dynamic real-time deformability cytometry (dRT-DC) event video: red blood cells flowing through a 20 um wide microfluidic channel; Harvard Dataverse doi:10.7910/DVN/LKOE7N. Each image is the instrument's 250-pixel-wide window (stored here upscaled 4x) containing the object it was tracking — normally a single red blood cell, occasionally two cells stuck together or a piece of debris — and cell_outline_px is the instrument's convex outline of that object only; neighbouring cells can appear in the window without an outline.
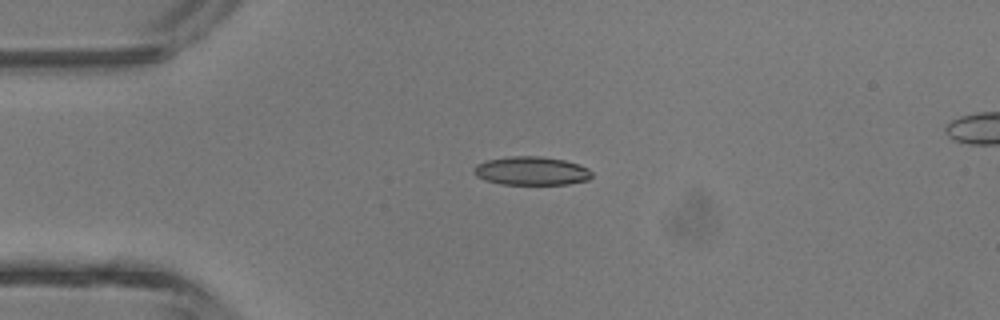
{"species": "common noctule bat (a hibernating species)", "species_latin": "Nyctalus noctula", "temperature_condition": "room temperature", "stored_images_in_passage": 4, "camera_frame_rate_fps": 3000, "um_per_image_px": 0.085, "animal": {"sex": "male", "body_mass_g": 13.3}, "frame": {"image": 1, "passage_image": 3, "time_ms": 2.333, "image_size_px": [1000, 320], "cell_outline_px": [[592, 176], [588, 180], [568, 184], [500, 184], [484, 180], [476, 176], [472, 172], [476, 164], [488, 160], [508, 156], [540, 156], [564, 160], [580, 164], [588, 168], [592, 172]], "centroid_in_image_um": [45.17, 14.52], "position_along_channel_um": 39.8, "area_um2": 19.77}}